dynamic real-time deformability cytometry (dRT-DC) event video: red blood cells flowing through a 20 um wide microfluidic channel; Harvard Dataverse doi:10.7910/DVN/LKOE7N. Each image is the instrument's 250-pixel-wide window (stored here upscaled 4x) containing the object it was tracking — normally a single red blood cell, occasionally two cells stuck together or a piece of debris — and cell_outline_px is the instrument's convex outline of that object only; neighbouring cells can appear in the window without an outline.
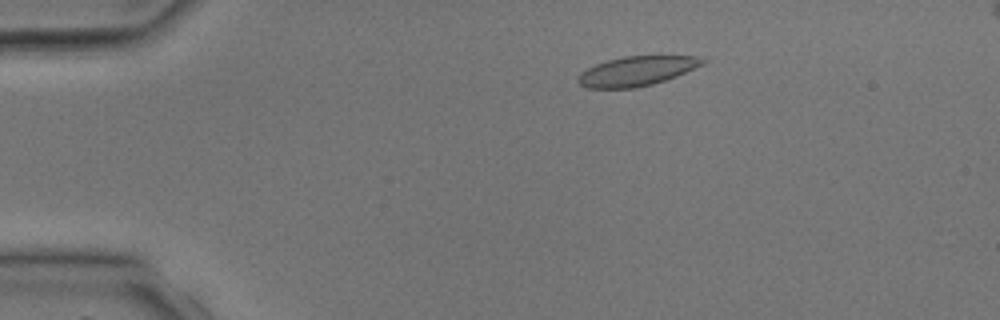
{"species": "common noctule bat (a hibernating species)", "species_latin": "Nyctalus noctula", "temperature_condition": "room temperature", "stored_images_in_passage": 5, "camera_frame_rate_fps": 3000, "um_per_image_px": 0.085, "animal": {"sex": "male", "body_mass_g": 17.9, "forearm_length_mm": 54.2}, "frame": {"image": 1, "passage_image": 3, "time_ms": 2.333, "image_size_px": [1000, 320], "cell_outline_px": [[708, 60], [704, 64], [676, 76], [652, 84], [636, 88], [588, 88], [580, 84], [576, 80], [580, 72], [596, 64], [608, 60], [624, 56], [696, 56]], "centroid_in_image_um": [54.11, 6.04], "position_along_channel_um": 30.9, "area_um2": 21.33}}